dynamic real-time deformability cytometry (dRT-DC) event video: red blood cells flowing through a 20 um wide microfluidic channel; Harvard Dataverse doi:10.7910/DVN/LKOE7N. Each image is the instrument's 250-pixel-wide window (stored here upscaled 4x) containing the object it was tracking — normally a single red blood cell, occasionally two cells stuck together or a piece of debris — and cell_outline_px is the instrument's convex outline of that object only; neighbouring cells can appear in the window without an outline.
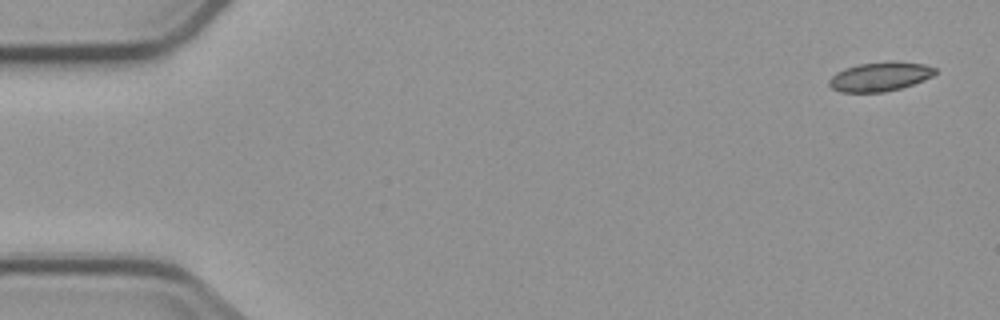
{"species": "common noctule bat (a hibernating species)", "species_latin": "Nyctalus noctula", "temperature_condition": "cold", "stored_images_in_passage": 6, "segment_of_instrument_passage": [1, 2], "camera_frame_rate_fps": 3000, "um_per_image_px": 0.085, "animal": {"sex": "male", "body_mass_g": 23.1, "forearm_length_mm": 52.7}, "frame": {"image": 1, "passage_image": 1, "time_ms": 0.0, "image_size_px": [1000, 320], "cell_outline_px": [[936, 72], [932, 76], [924, 80], [900, 88], [884, 92], [840, 92], [832, 88], [828, 84], [828, 80], [836, 72], [844, 68], [856, 64], [896, 60], [924, 64], [936, 68]], "centroid_in_image_um": [74.78, 6.49], "position_along_channel_um": 10.2, "area_um2": 18.21}}